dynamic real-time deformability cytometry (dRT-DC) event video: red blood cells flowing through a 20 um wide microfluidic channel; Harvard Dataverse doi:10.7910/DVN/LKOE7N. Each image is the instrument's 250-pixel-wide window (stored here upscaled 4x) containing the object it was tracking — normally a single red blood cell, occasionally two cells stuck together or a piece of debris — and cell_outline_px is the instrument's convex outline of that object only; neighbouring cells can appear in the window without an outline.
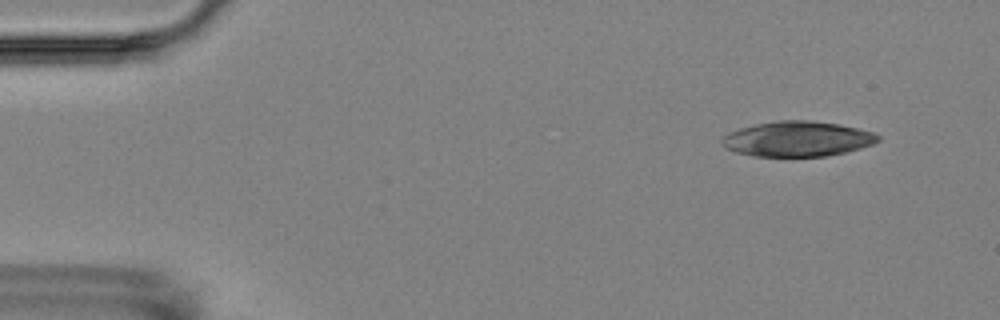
{"species": "Egyptian fruit bat (a non-hibernating species)", "species_latin": "Rousettus aegyptiacus", "temperature_condition": "room temperature", "stored_images_in_passage": 6, "camera_frame_rate_fps": 3000, "um_per_image_px": 0.085, "animal": {"sex": "female"}, "frame": {"image": 1, "passage_image": 2, "time_ms": 1.0, "image_size_px": [1000, 320], "cell_outline_px": [[880, 140], [872, 144], [860, 148], [844, 152], [824, 156], [752, 156], [736, 152], [720, 144], [720, 140], [728, 132], [740, 128], [756, 124], [776, 120], [812, 120], [840, 124], [876, 132], [880, 136]], "centroid_in_image_um": [67.79, 11.79], "position_along_channel_um": 17.2, "area_um2": 32.14}}